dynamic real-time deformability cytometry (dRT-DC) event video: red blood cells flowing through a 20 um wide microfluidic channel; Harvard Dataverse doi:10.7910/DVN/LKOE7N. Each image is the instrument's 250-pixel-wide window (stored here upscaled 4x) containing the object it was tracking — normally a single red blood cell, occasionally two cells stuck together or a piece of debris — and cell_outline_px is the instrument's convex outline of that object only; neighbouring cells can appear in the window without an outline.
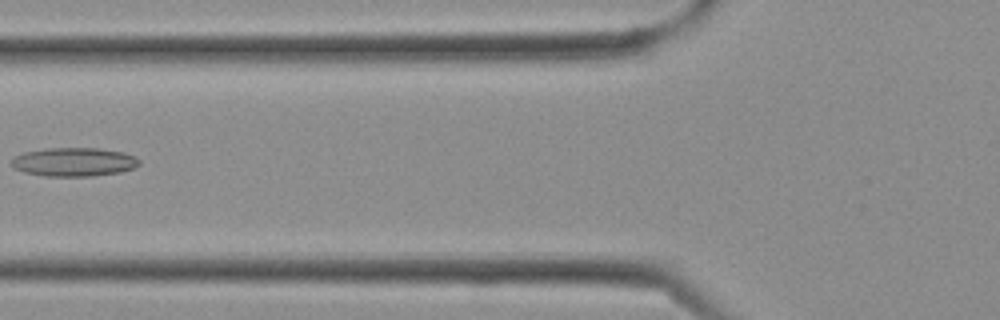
{"species": "Egyptian fruit bat (a non-hibernating species)", "species_latin": "Rousettus aegyptiacus", "temperature_condition": "cold", "stored_images_in_passage": 27, "camera_frame_rate_fps": 3000, "um_per_image_px": 0.085, "frame": {"image": 1, "passage_image": 8, "time_ms": 2.333, "image_size_px": [1000, 320], "cell_outline_px": [[140, 164], [132, 168], [120, 172], [92, 176], [44, 176], [24, 172], [16, 168], [12, 164], [12, 156], [24, 152], [44, 148], [96, 148], [124, 152], [136, 156], [140, 160]], "centroid_in_image_um": [6.29, 13.76], "position_along_channel_um": 119.5, "area_um2": 21.44}}
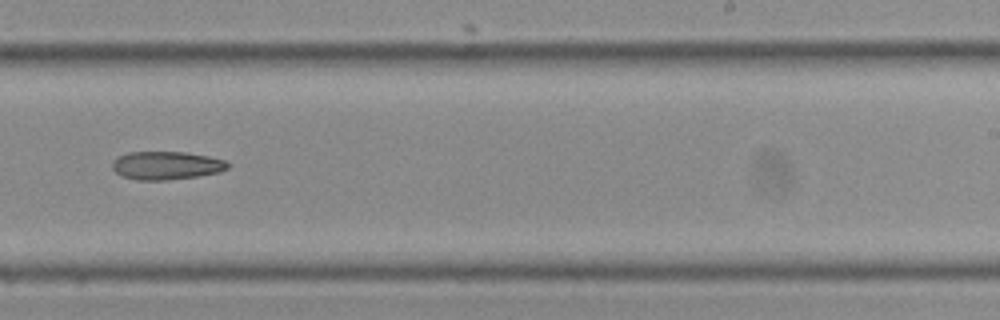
{"frame": {"image": 2, "passage_image": 15, "time_ms": 4.667, "image_size_px": [1000, 320], "cell_outline_px": [[228, 168], [220, 172], [196, 176], [168, 180], [136, 180], [120, 176], [112, 168], [112, 160], [116, 156], [128, 152], [184, 152], [208, 156], [224, 160], [228, 164]], "centroid_in_image_um": [14.07, 14.06], "position_along_channel_um": 274.9, "area_um2": 19.07}}
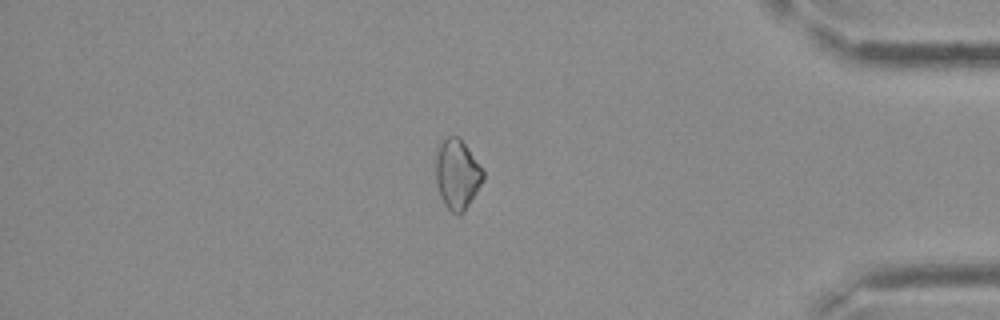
{"frame": {"image": 3, "passage_image": 22, "time_ms": 7.0, "image_size_px": [1000, 320], "cell_outline_px": [[484, 176], [480, 184], [464, 212], [460, 216], [452, 212], [444, 204], [440, 196], [436, 184], [436, 148], [440, 140], [448, 136], [456, 136], [468, 148], [484, 168]], "centroid_in_image_um": [38.84, 14.79], "position_along_channel_um": 396.4, "area_um2": 19.36}}